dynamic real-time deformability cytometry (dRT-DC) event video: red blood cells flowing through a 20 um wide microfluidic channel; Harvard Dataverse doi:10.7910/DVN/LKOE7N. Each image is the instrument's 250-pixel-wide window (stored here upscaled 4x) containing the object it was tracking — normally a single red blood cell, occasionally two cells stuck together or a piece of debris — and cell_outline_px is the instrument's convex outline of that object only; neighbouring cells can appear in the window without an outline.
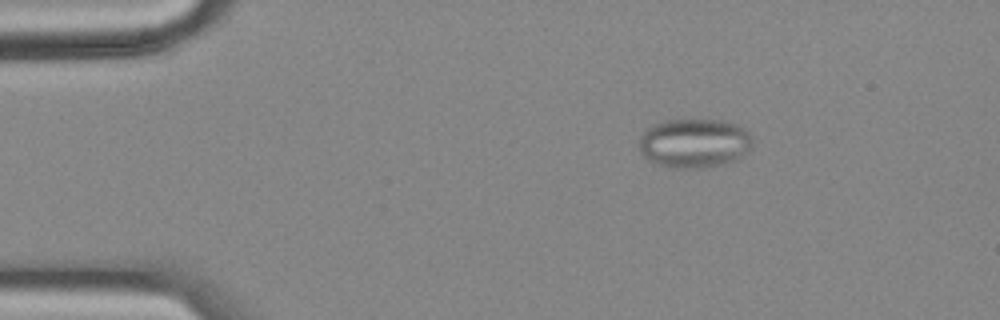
{"species": "common noctule bat (a hibernating species)", "species_latin": "Nyctalus noctula", "temperature_condition": "cold", "stored_images_in_passage": 56, "camera_frame_rate_fps": 3000, "um_per_image_px": 0.085, "animal": {"sex": "female", "body_mass_g": 18.4}, "frame": {"image": 1, "passage_image": 9, "time_ms": 2.667, "image_size_px": [1000, 320], "cell_outline_px": [[748, 152], [736, 160], [724, 164], [680, 168], [656, 164], [648, 160], [640, 152], [640, 140], [644, 132], [652, 124], [668, 120], [720, 120], [736, 124], [748, 132]], "centroid_in_image_um": [58.97, 12.16], "position_along_channel_um": 26.0, "area_um2": 31.79}, "authors_computed_cell_mechanics": {"area_um2": 26.1545, "velocity_mm_per_s": 3.5548, "shape_relaxation_time_tau1_ms": null, "shape_relaxation_time_tau2_ms": 2.5088, "deformation_change_tau1": null, "deformation_change_tau2": 0.0588}}